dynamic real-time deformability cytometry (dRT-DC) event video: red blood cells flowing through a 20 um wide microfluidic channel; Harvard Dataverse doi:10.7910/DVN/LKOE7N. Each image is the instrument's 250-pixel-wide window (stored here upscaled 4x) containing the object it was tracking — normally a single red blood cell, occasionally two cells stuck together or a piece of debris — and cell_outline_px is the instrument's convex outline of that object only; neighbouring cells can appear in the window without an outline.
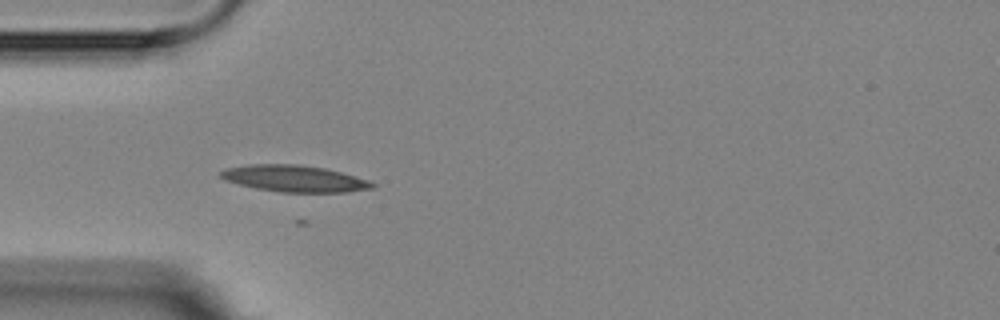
{"species": "Egyptian fruit bat (a non-hibernating species)", "species_latin": "Rousettus aegyptiacus", "temperature_condition": "room temperature", "stored_images_in_passage": 5, "camera_frame_rate_fps": 3000, "um_per_image_px": 0.085, "animal": {"sex": "female"}, "frame": {"image": 1, "passage_image": 3, "time_ms": 2.333, "image_size_px": [1000, 320], "cell_outline_px": [[376, 188], [348, 192], [280, 192], [256, 188], [224, 180], [220, 176], [220, 172], [224, 168], [252, 164], [300, 164], [324, 168], [340, 172], [368, 180], [376, 184]], "centroid_in_image_um": [25.04, 15.18], "position_along_channel_um": 60.0, "area_um2": 23.47}}
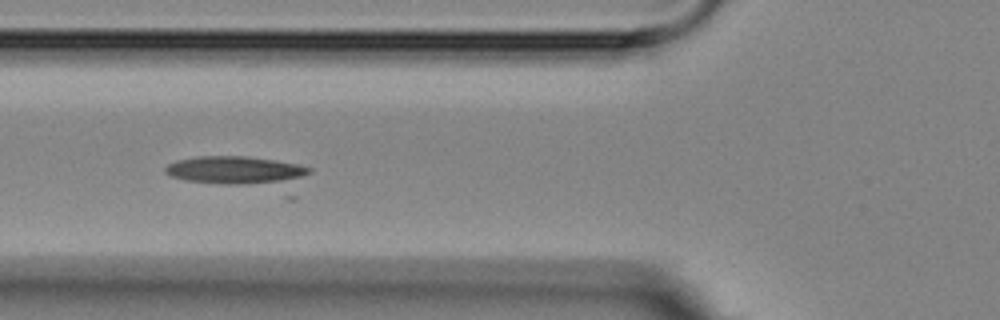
{"frame": {"image": 2, "passage_image": 4, "time_ms": 3.667, "image_size_px": [1000, 320], "cell_outline_px": [[312, 172], [292, 180], [248, 184], [224, 184], [184, 180], [172, 176], [164, 172], [164, 168], [168, 164], [176, 160], [200, 156], [248, 156], [276, 160], [296, 164], [312, 168]], "centroid_in_image_um": [19.96, 14.44], "position_along_channel_um": 105.8, "area_um2": 23.06}}